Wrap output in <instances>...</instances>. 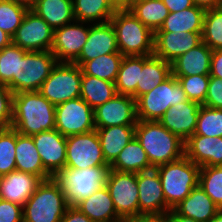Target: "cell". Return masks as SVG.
<instances>
[{"mask_svg": "<svg viewBox=\"0 0 222 222\" xmlns=\"http://www.w3.org/2000/svg\"><path fill=\"white\" fill-rule=\"evenodd\" d=\"M194 135L222 137V109L201 105Z\"/></svg>", "mask_w": 222, "mask_h": 222, "instance_id": "cell-39", "label": "cell"}, {"mask_svg": "<svg viewBox=\"0 0 222 222\" xmlns=\"http://www.w3.org/2000/svg\"><path fill=\"white\" fill-rule=\"evenodd\" d=\"M0 222H23L22 207L0 199Z\"/></svg>", "mask_w": 222, "mask_h": 222, "instance_id": "cell-46", "label": "cell"}, {"mask_svg": "<svg viewBox=\"0 0 222 222\" xmlns=\"http://www.w3.org/2000/svg\"><path fill=\"white\" fill-rule=\"evenodd\" d=\"M42 181L37 175L14 170L0 176V199L23 207Z\"/></svg>", "mask_w": 222, "mask_h": 222, "instance_id": "cell-21", "label": "cell"}, {"mask_svg": "<svg viewBox=\"0 0 222 222\" xmlns=\"http://www.w3.org/2000/svg\"><path fill=\"white\" fill-rule=\"evenodd\" d=\"M194 5L205 10L222 7V0H192Z\"/></svg>", "mask_w": 222, "mask_h": 222, "instance_id": "cell-52", "label": "cell"}, {"mask_svg": "<svg viewBox=\"0 0 222 222\" xmlns=\"http://www.w3.org/2000/svg\"><path fill=\"white\" fill-rule=\"evenodd\" d=\"M55 129L66 137L95 130L94 109L81 97L56 105Z\"/></svg>", "mask_w": 222, "mask_h": 222, "instance_id": "cell-10", "label": "cell"}, {"mask_svg": "<svg viewBox=\"0 0 222 222\" xmlns=\"http://www.w3.org/2000/svg\"><path fill=\"white\" fill-rule=\"evenodd\" d=\"M123 57L120 52L101 55L84 62L80 68L83 74L115 83Z\"/></svg>", "mask_w": 222, "mask_h": 222, "instance_id": "cell-36", "label": "cell"}, {"mask_svg": "<svg viewBox=\"0 0 222 222\" xmlns=\"http://www.w3.org/2000/svg\"><path fill=\"white\" fill-rule=\"evenodd\" d=\"M130 11L153 33L160 29L169 15V10L162 0H141L135 2Z\"/></svg>", "mask_w": 222, "mask_h": 222, "instance_id": "cell-35", "label": "cell"}, {"mask_svg": "<svg viewBox=\"0 0 222 222\" xmlns=\"http://www.w3.org/2000/svg\"><path fill=\"white\" fill-rule=\"evenodd\" d=\"M209 75L222 79V49H217L212 52Z\"/></svg>", "mask_w": 222, "mask_h": 222, "instance_id": "cell-48", "label": "cell"}, {"mask_svg": "<svg viewBox=\"0 0 222 222\" xmlns=\"http://www.w3.org/2000/svg\"><path fill=\"white\" fill-rule=\"evenodd\" d=\"M110 166H96L83 169L64 167L52 178L63 190L69 206H76L82 200L107 183Z\"/></svg>", "mask_w": 222, "mask_h": 222, "instance_id": "cell-5", "label": "cell"}, {"mask_svg": "<svg viewBox=\"0 0 222 222\" xmlns=\"http://www.w3.org/2000/svg\"><path fill=\"white\" fill-rule=\"evenodd\" d=\"M76 207L93 222H119L121 219L106 185L79 202Z\"/></svg>", "mask_w": 222, "mask_h": 222, "instance_id": "cell-27", "label": "cell"}, {"mask_svg": "<svg viewBox=\"0 0 222 222\" xmlns=\"http://www.w3.org/2000/svg\"><path fill=\"white\" fill-rule=\"evenodd\" d=\"M14 93L7 85L0 83V128H10L13 117Z\"/></svg>", "mask_w": 222, "mask_h": 222, "instance_id": "cell-44", "label": "cell"}, {"mask_svg": "<svg viewBox=\"0 0 222 222\" xmlns=\"http://www.w3.org/2000/svg\"><path fill=\"white\" fill-rule=\"evenodd\" d=\"M183 90L186 93L188 100L204 104L210 75H192V76H181L176 77Z\"/></svg>", "mask_w": 222, "mask_h": 222, "instance_id": "cell-43", "label": "cell"}, {"mask_svg": "<svg viewBox=\"0 0 222 222\" xmlns=\"http://www.w3.org/2000/svg\"><path fill=\"white\" fill-rule=\"evenodd\" d=\"M135 137L147 153L150 164L154 168L177 161L185 155V142L166 129L159 121L138 120Z\"/></svg>", "mask_w": 222, "mask_h": 222, "instance_id": "cell-2", "label": "cell"}, {"mask_svg": "<svg viewBox=\"0 0 222 222\" xmlns=\"http://www.w3.org/2000/svg\"><path fill=\"white\" fill-rule=\"evenodd\" d=\"M88 34L89 23L77 20L54 29L51 51L57 62L73 63L79 57Z\"/></svg>", "mask_w": 222, "mask_h": 222, "instance_id": "cell-14", "label": "cell"}, {"mask_svg": "<svg viewBox=\"0 0 222 222\" xmlns=\"http://www.w3.org/2000/svg\"><path fill=\"white\" fill-rule=\"evenodd\" d=\"M171 74V63L154 55L142 56V71L137 82L136 100L161 84Z\"/></svg>", "mask_w": 222, "mask_h": 222, "instance_id": "cell-28", "label": "cell"}, {"mask_svg": "<svg viewBox=\"0 0 222 222\" xmlns=\"http://www.w3.org/2000/svg\"><path fill=\"white\" fill-rule=\"evenodd\" d=\"M117 47L123 56H152L154 33L137 19L130 10L116 11L110 19Z\"/></svg>", "mask_w": 222, "mask_h": 222, "instance_id": "cell-3", "label": "cell"}, {"mask_svg": "<svg viewBox=\"0 0 222 222\" xmlns=\"http://www.w3.org/2000/svg\"><path fill=\"white\" fill-rule=\"evenodd\" d=\"M164 222H198L193 218H187L179 215L174 209H171L164 217Z\"/></svg>", "mask_w": 222, "mask_h": 222, "instance_id": "cell-51", "label": "cell"}, {"mask_svg": "<svg viewBox=\"0 0 222 222\" xmlns=\"http://www.w3.org/2000/svg\"><path fill=\"white\" fill-rule=\"evenodd\" d=\"M200 106L191 100L184 101L170 106L158 121L185 142L195 133Z\"/></svg>", "mask_w": 222, "mask_h": 222, "instance_id": "cell-20", "label": "cell"}, {"mask_svg": "<svg viewBox=\"0 0 222 222\" xmlns=\"http://www.w3.org/2000/svg\"><path fill=\"white\" fill-rule=\"evenodd\" d=\"M169 12H178L194 6L192 0H162Z\"/></svg>", "mask_w": 222, "mask_h": 222, "instance_id": "cell-49", "label": "cell"}, {"mask_svg": "<svg viewBox=\"0 0 222 222\" xmlns=\"http://www.w3.org/2000/svg\"><path fill=\"white\" fill-rule=\"evenodd\" d=\"M173 209L179 215L198 222H208L220 210L199 184Z\"/></svg>", "mask_w": 222, "mask_h": 222, "instance_id": "cell-25", "label": "cell"}, {"mask_svg": "<svg viewBox=\"0 0 222 222\" xmlns=\"http://www.w3.org/2000/svg\"><path fill=\"white\" fill-rule=\"evenodd\" d=\"M119 52L112 23H89V34L79 57L73 62L81 66L98 56Z\"/></svg>", "mask_w": 222, "mask_h": 222, "instance_id": "cell-19", "label": "cell"}, {"mask_svg": "<svg viewBox=\"0 0 222 222\" xmlns=\"http://www.w3.org/2000/svg\"><path fill=\"white\" fill-rule=\"evenodd\" d=\"M119 222H164L163 217L156 215H135L121 218Z\"/></svg>", "mask_w": 222, "mask_h": 222, "instance_id": "cell-50", "label": "cell"}, {"mask_svg": "<svg viewBox=\"0 0 222 222\" xmlns=\"http://www.w3.org/2000/svg\"><path fill=\"white\" fill-rule=\"evenodd\" d=\"M12 43V37L0 29V50Z\"/></svg>", "mask_w": 222, "mask_h": 222, "instance_id": "cell-54", "label": "cell"}, {"mask_svg": "<svg viewBox=\"0 0 222 222\" xmlns=\"http://www.w3.org/2000/svg\"><path fill=\"white\" fill-rule=\"evenodd\" d=\"M44 168L54 176L66 164V136L58 130H45L32 136Z\"/></svg>", "mask_w": 222, "mask_h": 222, "instance_id": "cell-17", "label": "cell"}, {"mask_svg": "<svg viewBox=\"0 0 222 222\" xmlns=\"http://www.w3.org/2000/svg\"><path fill=\"white\" fill-rule=\"evenodd\" d=\"M82 71L75 63L58 62L39 92L53 105L80 97Z\"/></svg>", "mask_w": 222, "mask_h": 222, "instance_id": "cell-9", "label": "cell"}, {"mask_svg": "<svg viewBox=\"0 0 222 222\" xmlns=\"http://www.w3.org/2000/svg\"><path fill=\"white\" fill-rule=\"evenodd\" d=\"M109 3L115 11L130 10L133 6V0H109Z\"/></svg>", "mask_w": 222, "mask_h": 222, "instance_id": "cell-53", "label": "cell"}, {"mask_svg": "<svg viewBox=\"0 0 222 222\" xmlns=\"http://www.w3.org/2000/svg\"><path fill=\"white\" fill-rule=\"evenodd\" d=\"M96 166H110L105 161L96 129L67 136L65 167L83 169Z\"/></svg>", "mask_w": 222, "mask_h": 222, "instance_id": "cell-11", "label": "cell"}, {"mask_svg": "<svg viewBox=\"0 0 222 222\" xmlns=\"http://www.w3.org/2000/svg\"><path fill=\"white\" fill-rule=\"evenodd\" d=\"M8 1H12L15 3L21 4L25 7H27L28 9H31L36 0H8Z\"/></svg>", "mask_w": 222, "mask_h": 222, "instance_id": "cell-55", "label": "cell"}, {"mask_svg": "<svg viewBox=\"0 0 222 222\" xmlns=\"http://www.w3.org/2000/svg\"><path fill=\"white\" fill-rule=\"evenodd\" d=\"M106 187L120 218L139 215L137 173L110 169Z\"/></svg>", "mask_w": 222, "mask_h": 222, "instance_id": "cell-12", "label": "cell"}, {"mask_svg": "<svg viewBox=\"0 0 222 222\" xmlns=\"http://www.w3.org/2000/svg\"><path fill=\"white\" fill-rule=\"evenodd\" d=\"M136 100L132 96L116 94L94 109L95 128L137 124Z\"/></svg>", "mask_w": 222, "mask_h": 222, "instance_id": "cell-16", "label": "cell"}, {"mask_svg": "<svg viewBox=\"0 0 222 222\" xmlns=\"http://www.w3.org/2000/svg\"><path fill=\"white\" fill-rule=\"evenodd\" d=\"M117 94L115 83L82 73L80 97L93 109Z\"/></svg>", "mask_w": 222, "mask_h": 222, "instance_id": "cell-32", "label": "cell"}, {"mask_svg": "<svg viewBox=\"0 0 222 222\" xmlns=\"http://www.w3.org/2000/svg\"><path fill=\"white\" fill-rule=\"evenodd\" d=\"M68 207L59 184L53 178L43 180L22 207L23 222H61Z\"/></svg>", "mask_w": 222, "mask_h": 222, "instance_id": "cell-4", "label": "cell"}, {"mask_svg": "<svg viewBox=\"0 0 222 222\" xmlns=\"http://www.w3.org/2000/svg\"><path fill=\"white\" fill-rule=\"evenodd\" d=\"M54 29L28 9L21 25L12 36V43L27 51H50L53 45Z\"/></svg>", "mask_w": 222, "mask_h": 222, "instance_id": "cell-13", "label": "cell"}, {"mask_svg": "<svg viewBox=\"0 0 222 222\" xmlns=\"http://www.w3.org/2000/svg\"><path fill=\"white\" fill-rule=\"evenodd\" d=\"M198 184L222 209V165L200 167Z\"/></svg>", "mask_w": 222, "mask_h": 222, "instance_id": "cell-38", "label": "cell"}, {"mask_svg": "<svg viewBox=\"0 0 222 222\" xmlns=\"http://www.w3.org/2000/svg\"><path fill=\"white\" fill-rule=\"evenodd\" d=\"M138 1H141V0H133V4H134L135 2H138Z\"/></svg>", "mask_w": 222, "mask_h": 222, "instance_id": "cell-57", "label": "cell"}, {"mask_svg": "<svg viewBox=\"0 0 222 222\" xmlns=\"http://www.w3.org/2000/svg\"><path fill=\"white\" fill-rule=\"evenodd\" d=\"M202 32H155L153 55L172 63L202 42Z\"/></svg>", "mask_w": 222, "mask_h": 222, "instance_id": "cell-18", "label": "cell"}, {"mask_svg": "<svg viewBox=\"0 0 222 222\" xmlns=\"http://www.w3.org/2000/svg\"><path fill=\"white\" fill-rule=\"evenodd\" d=\"M201 35L202 41L213 51L222 49V7L205 11Z\"/></svg>", "mask_w": 222, "mask_h": 222, "instance_id": "cell-37", "label": "cell"}, {"mask_svg": "<svg viewBox=\"0 0 222 222\" xmlns=\"http://www.w3.org/2000/svg\"><path fill=\"white\" fill-rule=\"evenodd\" d=\"M18 46L11 43L0 50V83L13 92V76H17Z\"/></svg>", "mask_w": 222, "mask_h": 222, "instance_id": "cell-42", "label": "cell"}, {"mask_svg": "<svg viewBox=\"0 0 222 222\" xmlns=\"http://www.w3.org/2000/svg\"><path fill=\"white\" fill-rule=\"evenodd\" d=\"M187 100L183 87L177 78L171 74L161 84L136 100L137 119L158 121L170 106Z\"/></svg>", "mask_w": 222, "mask_h": 222, "instance_id": "cell-8", "label": "cell"}, {"mask_svg": "<svg viewBox=\"0 0 222 222\" xmlns=\"http://www.w3.org/2000/svg\"><path fill=\"white\" fill-rule=\"evenodd\" d=\"M52 51H27L18 46L17 76H13V93L39 91L57 64Z\"/></svg>", "mask_w": 222, "mask_h": 222, "instance_id": "cell-7", "label": "cell"}, {"mask_svg": "<svg viewBox=\"0 0 222 222\" xmlns=\"http://www.w3.org/2000/svg\"><path fill=\"white\" fill-rule=\"evenodd\" d=\"M61 222H93L88 216L82 213L76 206H69L64 212Z\"/></svg>", "mask_w": 222, "mask_h": 222, "instance_id": "cell-47", "label": "cell"}, {"mask_svg": "<svg viewBox=\"0 0 222 222\" xmlns=\"http://www.w3.org/2000/svg\"><path fill=\"white\" fill-rule=\"evenodd\" d=\"M16 130L0 128V176L16 170Z\"/></svg>", "mask_w": 222, "mask_h": 222, "instance_id": "cell-40", "label": "cell"}, {"mask_svg": "<svg viewBox=\"0 0 222 222\" xmlns=\"http://www.w3.org/2000/svg\"><path fill=\"white\" fill-rule=\"evenodd\" d=\"M205 9L196 5L178 12H169L156 32H202Z\"/></svg>", "mask_w": 222, "mask_h": 222, "instance_id": "cell-30", "label": "cell"}, {"mask_svg": "<svg viewBox=\"0 0 222 222\" xmlns=\"http://www.w3.org/2000/svg\"><path fill=\"white\" fill-rule=\"evenodd\" d=\"M115 12L109 0H73L74 18L80 22H109Z\"/></svg>", "mask_w": 222, "mask_h": 222, "instance_id": "cell-33", "label": "cell"}, {"mask_svg": "<svg viewBox=\"0 0 222 222\" xmlns=\"http://www.w3.org/2000/svg\"><path fill=\"white\" fill-rule=\"evenodd\" d=\"M154 168L142 148L140 142L134 137L119 153L110 169L120 172L139 173Z\"/></svg>", "mask_w": 222, "mask_h": 222, "instance_id": "cell-31", "label": "cell"}, {"mask_svg": "<svg viewBox=\"0 0 222 222\" xmlns=\"http://www.w3.org/2000/svg\"><path fill=\"white\" fill-rule=\"evenodd\" d=\"M139 215L164 217L171 208L166 204L156 168L137 173Z\"/></svg>", "mask_w": 222, "mask_h": 222, "instance_id": "cell-15", "label": "cell"}, {"mask_svg": "<svg viewBox=\"0 0 222 222\" xmlns=\"http://www.w3.org/2000/svg\"><path fill=\"white\" fill-rule=\"evenodd\" d=\"M16 170L39 176L47 180L53 176L44 168L32 136L16 131L15 147Z\"/></svg>", "mask_w": 222, "mask_h": 222, "instance_id": "cell-24", "label": "cell"}, {"mask_svg": "<svg viewBox=\"0 0 222 222\" xmlns=\"http://www.w3.org/2000/svg\"><path fill=\"white\" fill-rule=\"evenodd\" d=\"M208 222H222V209H220Z\"/></svg>", "mask_w": 222, "mask_h": 222, "instance_id": "cell-56", "label": "cell"}, {"mask_svg": "<svg viewBox=\"0 0 222 222\" xmlns=\"http://www.w3.org/2000/svg\"><path fill=\"white\" fill-rule=\"evenodd\" d=\"M140 71H142V56H124L115 81L117 93L132 96L136 100Z\"/></svg>", "mask_w": 222, "mask_h": 222, "instance_id": "cell-34", "label": "cell"}, {"mask_svg": "<svg viewBox=\"0 0 222 222\" xmlns=\"http://www.w3.org/2000/svg\"><path fill=\"white\" fill-rule=\"evenodd\" d=\"M207 107L222 109V79L210 76L208 91L204 101Z\"/></svg>", "mask_w": 222, "mask_h": 222, "instance_id": "cell-45", "label": "cell"}, {"mask_svg": "<svg viewBox=\"0 0 222 222\" xmlns=\"http://www.w3.org/2000/svg\"><path fill=\"white\" fill-rule=\"evenodd\" d=\"M55 107L39 91L16 93L13 97L11 128L28 136L54 130Z\"/></svg>", "mask_w": 222, "mask_h": 222, "instance_id": "cell-1", "label": "cell"}, {"mask_svg": "<svg viewBox=\"0 0 222 222\" xmlns=\"http://www.w3.org/2000/svg\"><path fill=\"white\" fill-rule=\"evenodd\" d=\"M160 176L166 204L173 209L198 185L200 166L185 155L173 162L155 167Z\"/></svg>", "mask_w": 222, "mask_h": 222, "instance_id": "cell-6", "label": "cell"}, {"mask_svg": "<svg viewBox=\"0 0 222 222\" xmlns=\"http://www.w3.org/2000/svg\"><path fill=\"white\" fill-rule=\"evenodd\" d=\"M53 28H60L75 20L73 0H36L31 8Z\"/></svg>", "mask_w": 222, "mask_h": 222, "instance_id": "cell-29", "label": "cell"}, {"mask_svg": "<svg viewBox=\"0 0 222 222\" xmlns=\"http://www.w3.org/2000/svg\"><path fill=\"white\" fill-rule=\"evenodd\" d=\"M184 150L185 156L200 167L222 165V137L192 135Z\"/></svg>", "mask_w": 222, "mask_h": 222, "instance_id": "cell-22", "label": "cell"}, {"mask_svg": "<svg viewBox=\"0 0 222 222\" xmlns=\"http://www.w3.org/2000/svg\"><path fill=\"white\" fill-rule=\"evenodd\" d=\"M213 50L203 41L171 63L175 77L209 75Z\"/></svg>", "mask_w": 222, "mask_h": 222, "instance_id": "cell-23", "label": "cell"}, {"mask_svg": "<svg viewBox=\"0 0 222 222\" xmlns=\"http://www.w3.org/2000/svg\"><path fill=\"white\" fill-rule=\"evenodd\" d=\"M27 11L28 8L21 4L0 0V29L12 37Z\"/></svg>", "mask_w": 222, "mask_h": 222, "instance_id": "cell-41", "label": "cell"}, {"mask_svg": "<svg viewBox=\"0 0 222 222\" xmlns=\"http://www.w3.org/2000/svg\"><path fill=\"white\" fill-rule=\"evenodd\" d=\"M136 125H115L96 128L105 161L111 165L134 137Z\"/></svg>", "mask_w": 222, "mask_h": 222, "instance_id": "cell-26", "label": "cell"}]
</instances>
